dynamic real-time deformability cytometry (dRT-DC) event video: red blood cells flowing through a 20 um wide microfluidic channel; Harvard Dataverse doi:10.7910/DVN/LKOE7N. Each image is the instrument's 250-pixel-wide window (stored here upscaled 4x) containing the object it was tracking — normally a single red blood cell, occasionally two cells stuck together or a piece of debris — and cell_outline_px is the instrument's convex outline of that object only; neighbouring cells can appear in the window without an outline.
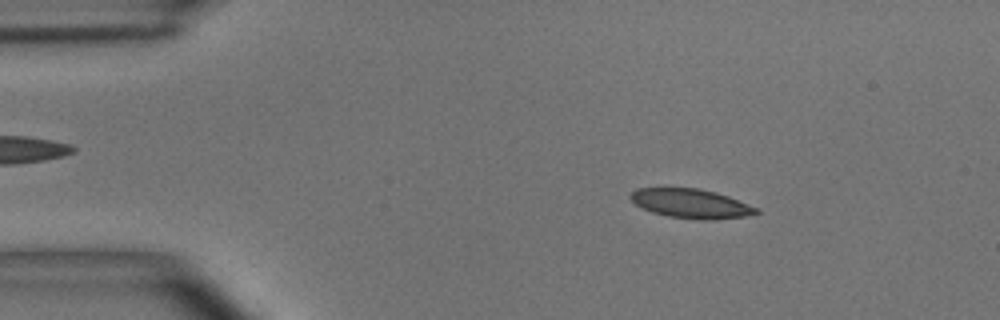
{"species": "common noctule bat (a hibernating species)", "species_latin": "Nyctalus noctula", "temperature_condition": "room temperature", "stored_images_in_passage": 53, "camera_frame_rate_fps": 3000, "um_per_image_px": 0.085, "animal": {"sex": "male", "body_mass_g": 15.6}, "frame": {"image": 1, "passage_image": 7, "time_ms": 2.0, "image_size_px": [1000, 320], "cell_outline_px": [[760, 212], [744, 216], [712, 220], [700, 220], [668, 216], [652, 212], [636, 204], [628, 196], [636, 188], [696, 188], [716, 192], [728, 196], [760, 208]], "centroid_in_image_um": [58.76, 17.3], "position_along_channel_um": 26.2, "area_um2": 21.39}}
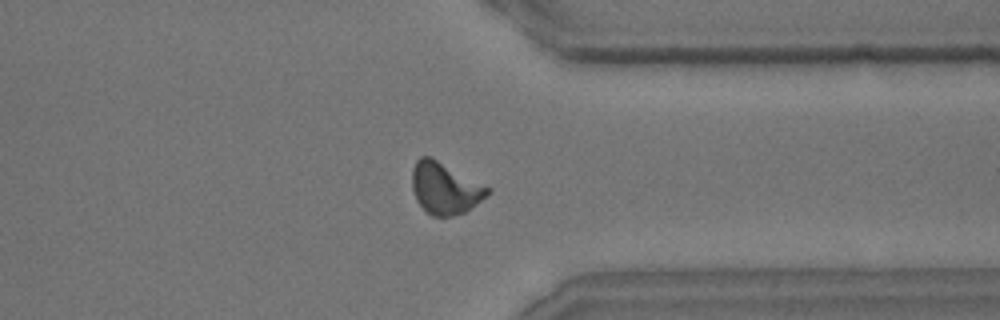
{"frame": {"image": 2, "passage_image": 41, "time_ms": 13.333, "image_size_px": [1000, 320], "cell_outline_px": [[492, 192], [476, 204], [464, 212], [452, 216], [432, 216], [416, 200], [412, 188], [412, 168], [416, 160], [420, 156], [432, 156], [492, 188]], "centroid_in_image_um": [37.83, 15.96], "position_along_channel_um": 373.6, "area_um2": 22.95}}
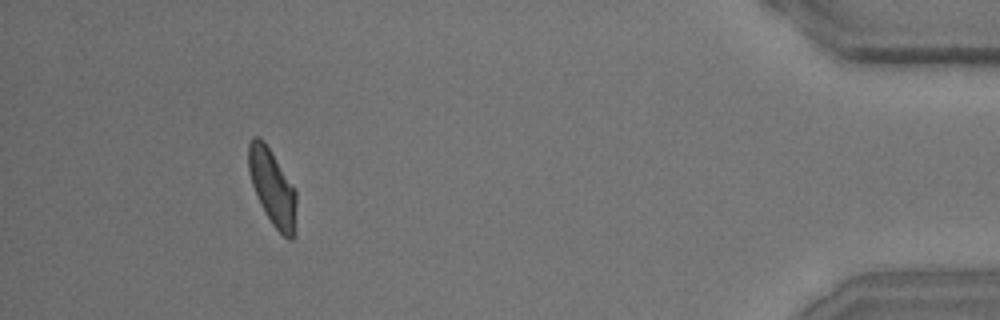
{"frame": {"image": 3, "passage_image": 49, "time_ms": 16.0, "image_size_px": [1000, 320], "cell_outline_px": [[296, 204], [292, 240], [288, 240], [272, 224], [264, 212], [260, 204], [252, 184], [248, 168], [248, 144], [252, 136], [260, 136], [264, 140], [296, 188]], "centroid_in_image_um": [23.14, 15.86], "position_along_channel_um": 412.1, "area_um2": 21.27}, "authors_computed_cell_mechanics": {"area_um2": 21.5594, "velocity_mm_per_s": 3.6192, "shape_relaxation_time_tau1_ms": 5.6971, "shape_relaxation_time_tau2_ms": 2.0393, "deformation_change_tau1": 0.16, "deformation_change_tau2": 0.0776}}